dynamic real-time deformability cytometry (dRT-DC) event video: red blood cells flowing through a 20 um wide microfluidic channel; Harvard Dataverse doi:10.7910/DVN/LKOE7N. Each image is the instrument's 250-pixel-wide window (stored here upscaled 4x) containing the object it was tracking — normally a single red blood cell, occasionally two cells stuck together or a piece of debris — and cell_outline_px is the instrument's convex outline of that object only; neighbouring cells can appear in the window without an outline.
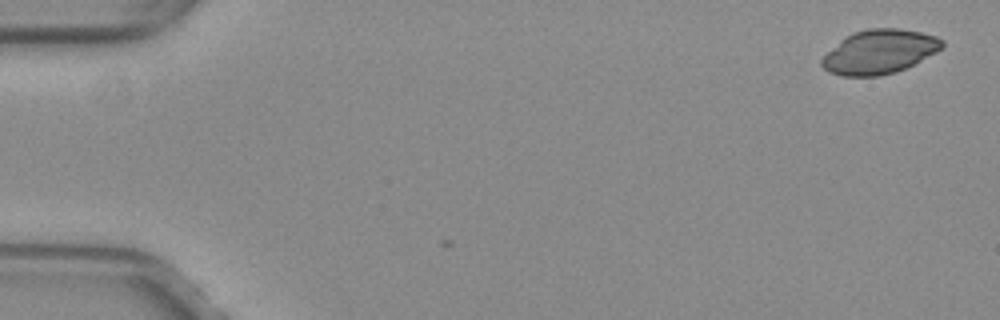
{"species": "common noctule bat (a hibernating species)", "species_latin": "Nyctalus noctula", "temperature_condition": "warm", "stored_images_in_passage": 2, "camera_frame_rate_fps": 3000, "um_per_image_px": 0.085, "animal": {"sex": "female", "body_mass_g": 29.2, "forearm_length_mm": 56.3}, "frame": {"image": 1, "passage_image": 2, "time_ms": 0.333, "image_size_px": [1000, 320], "cell_outline_px": [[944, 44], [936, 52], [896, 72], [880, 76], [844, 76], [828, 72], [820, 64], [820, 60], [844, 36], [852, 32], [868, 28], [900, 28], [920, 32], [936, 36], [944, 40]], "centroid_in_image_um": [74.72, 4.39], "position_along_channel_um": 10.3, "area_um2": 30.81}}